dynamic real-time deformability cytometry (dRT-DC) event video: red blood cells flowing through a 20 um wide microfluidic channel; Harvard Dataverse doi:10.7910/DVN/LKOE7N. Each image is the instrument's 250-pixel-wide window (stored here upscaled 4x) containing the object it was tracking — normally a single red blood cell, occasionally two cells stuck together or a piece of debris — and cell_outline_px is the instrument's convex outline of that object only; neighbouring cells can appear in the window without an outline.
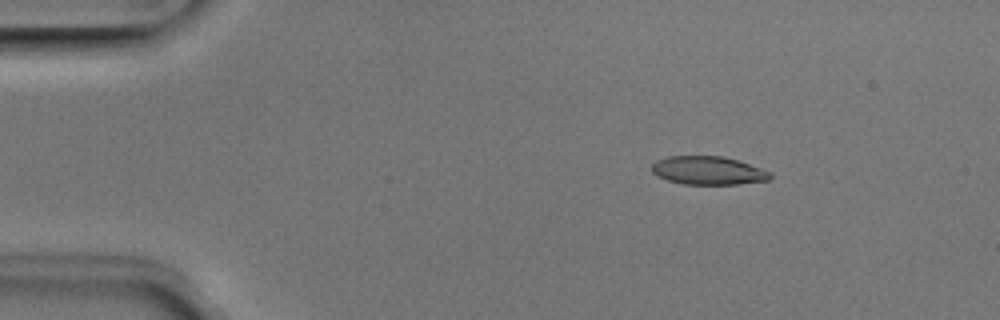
{"species": "Egyptian fruit bat (a non-hibernating species)", "species_latin": "Rousettus aegyptiacus", "temperature_condition": "room temperature", "stored_images_in_passage": 51, "camera_frame_rate_fps": 3000, "um_per_image_px": 0.085, "animal": {"sex": "male"}, "frame": {"image": 1, "passage_image": 8, "time_ms": 2.333, "image_size_px": [1000, 320], "cell_outline_px": [[772, 176], [768, 180], [736, 184], [684, 184], [668, 180], [656, 176], [652, 172], [652, 164], [656, 160], [668, 156], [720, 156], [736, 160], [772, 172]], "centroid_in_image_um": [60.16, 14.49], "position_along_channel_um": 24.8, "area_um2": 19.42}}
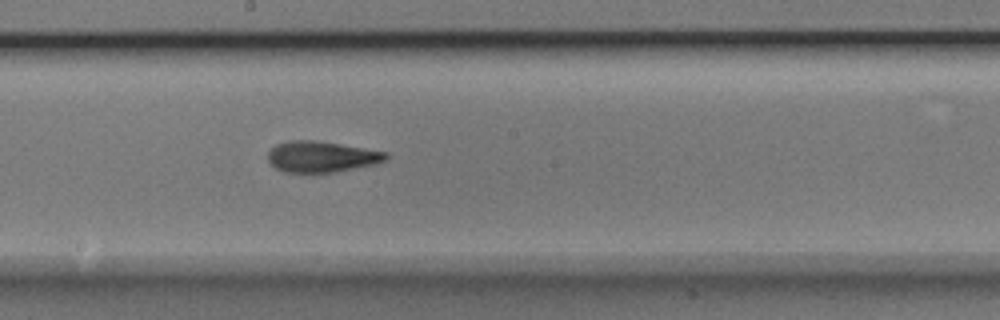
{"frame": {"image": 2, "passage_image": 28, "time_ms": 9.0, "image_size_px": [1000, 320], "cell_outline_px": [[388, 156], [384, 160], [376, 164], [336, 172], [284, 172], [276, 168], [268, 160], [268, 152], [276, 144], [288, 140], [316, 140], [388, 152]], "centroid_in_image_um": [27.32, 13.31], "position_along_channel_um": 220.9, "area_um2": 21.27}}
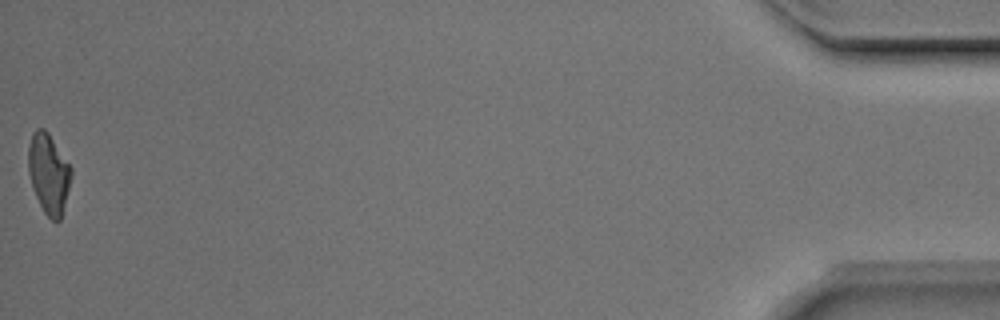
{"frame": {"image": 3, "passage_image": 51, "time_ms": 16.667, "image_size_px": [1000, 320], "cell_outline_px": [[72, 176], [60, 220], [52, 220], [44, 212], [32, 188], [28, 172], [28, 148], [32, 132], [36, 128], [44, 128], [48, 132], [72, 168]], "centroid_in_image_um": [4.12, 14.72], "position_along_channel_um": 431.1, "area_um2": 19.94}, "authors_computed_cell_mechanics": {"area_um2": 20.7502, "velocity_mm_per_s": 4.0133, "shape_relaxation_time_tau1_ms": 4.9009, "shape_relaxation_time_tau2_ms": 2.2388, "deformation_change_tau1": 0.1646, "deformation_change_tau2": 0.1099}}